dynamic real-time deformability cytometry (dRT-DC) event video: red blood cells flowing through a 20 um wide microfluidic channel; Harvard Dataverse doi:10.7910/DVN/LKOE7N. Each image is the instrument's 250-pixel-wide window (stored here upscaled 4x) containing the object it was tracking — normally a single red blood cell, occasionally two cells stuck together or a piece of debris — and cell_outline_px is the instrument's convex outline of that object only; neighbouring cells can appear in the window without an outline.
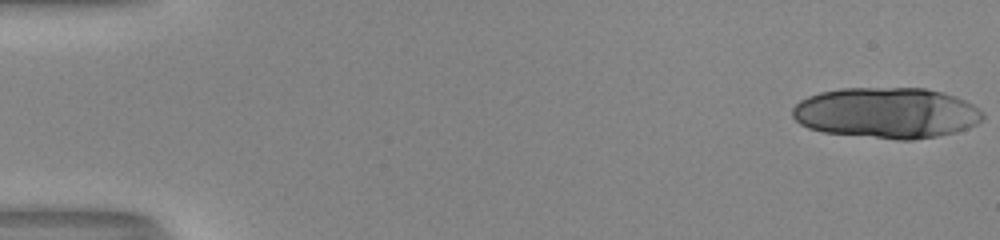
{"species": "human", "species_latin": "Homo sapiens", "temperature_condition": "room temperature", "stored_images_in_passage": 17, "camera_frame_rate_fps": 3000, "um_per_image_px": 0.085, "donor": {"sex": "male"}, "frame": {"image": 1, "passage_image": 1, "time_ms": 0.0, "image_size_px": [1000, 240], "cell_outline_px": [[984, 120], [968, 128], [956, 132], [936, 136], [912, 140], [896, 140], [824, 132], [808, 128], [800, 124], [792, 116], [792, 108], [800, 100], [808, 96], [820, 92], [840, 88], [924, 88], [944, 92], [956, 96], [972, 104], [984, 116]], "centroid_in_image_um": [75.35, 9.59], "position_along_channel_um": 9.7, "area_um2": 56.59}}